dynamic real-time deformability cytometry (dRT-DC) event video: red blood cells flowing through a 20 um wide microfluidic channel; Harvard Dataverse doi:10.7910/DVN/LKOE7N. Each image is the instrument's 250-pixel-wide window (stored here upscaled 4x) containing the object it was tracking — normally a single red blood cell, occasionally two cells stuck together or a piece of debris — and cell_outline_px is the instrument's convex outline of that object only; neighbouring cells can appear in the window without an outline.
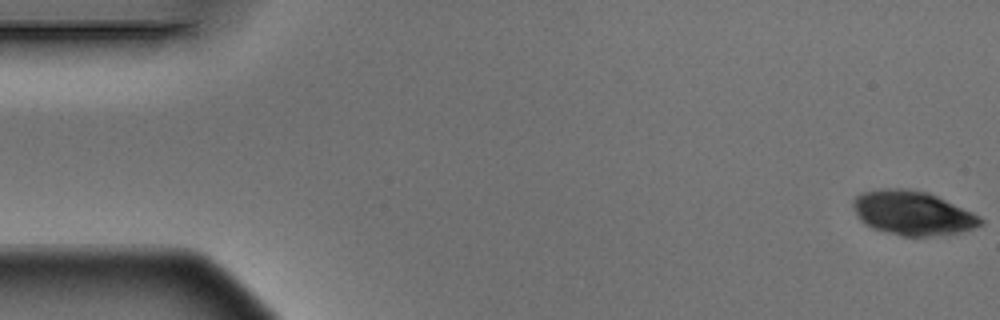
{"species": "Egyptian fruit bat (a non-hibernating species)", "species_latin": "Rousettus aegyptiacus", "temperature_condition": "warm", "stored_images_in_passage": 5, "camera_frame_rate_fps": 3000, "um_per_image_px": 0.085, "animal": {"sex": "male"}, "frame": {"image": 1, "passage_image": 1, "time_ms": 0.0, "image_size_px": [1000, 320], "cell_outline_px": [[984, 224], [960, 232], [932, 236], [900, 236], [872, 228], [860, 220], [852, 204], [852, 200], [860, 192], [880, 188], [908, 188], [928, 192], [972, 212], [980, 216], [984, 220]], "centroid_in_image_um": [77.55, 18.09], "position_along_channel_um": 7.4, "area_um2": 32.89}}